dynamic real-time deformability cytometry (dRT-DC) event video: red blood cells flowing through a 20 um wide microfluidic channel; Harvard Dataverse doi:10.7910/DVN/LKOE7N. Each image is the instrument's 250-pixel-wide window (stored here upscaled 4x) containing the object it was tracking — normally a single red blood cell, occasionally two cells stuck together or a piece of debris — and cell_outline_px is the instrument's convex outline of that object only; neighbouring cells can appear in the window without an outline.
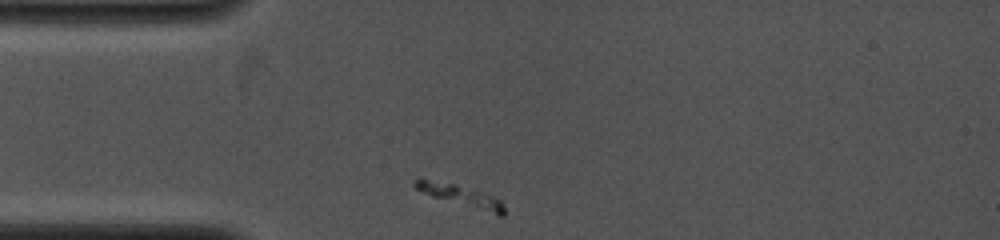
{"species": "common noctule bat (a hibernating species)", "species_latin": "Nyctalus noctula", "temperature_condition": "cold", "stored_images_in_passage": 22, "camera_frame_rate_fps": 4000, "um_per_image_px": 0.085, "animal": {"sex": "female", "body_mass_g": 19.0, "forearm_length_mm": 53.3}, "frame": {"image": 1, "passage_image": 1, "time_ms": 0.0, "image_size_px": [1000, 240], "cell_outline_px": [[504, 216], [500, 216], [432, 196], [416, 188], [412, 184], [416, 180], [428, 180], [456, 184], [480, 192], [500, 200], [504, 204]], "centroid_in_image_um": [39.23, 16.66], "position_along_channel_um": 45.8, "area_um2": 10.58}}
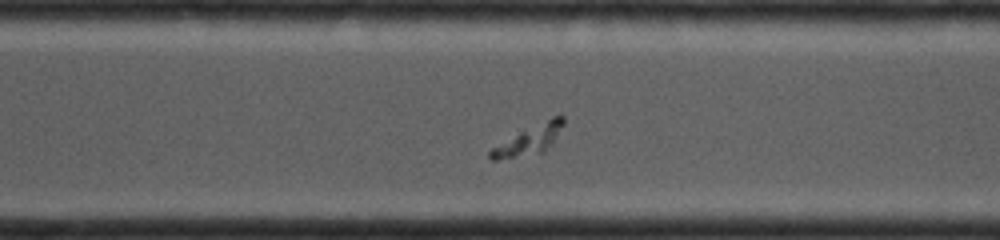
{"frame": {"image": 2, "passage_image": 17, "time_ms": 7.0, "image_size_px": [1000, 240], "cell_outline_px": [[564, 124], [552, 144], [544, 152], [496, 160], [492, 160], [488, 156], [488, 152], [492, 148], [552, 116], [564, 116]], "centroid_in_image_um": [45.01, 11.91], "position_along_channel_um": 325.6, "area_um2": 11.85}}
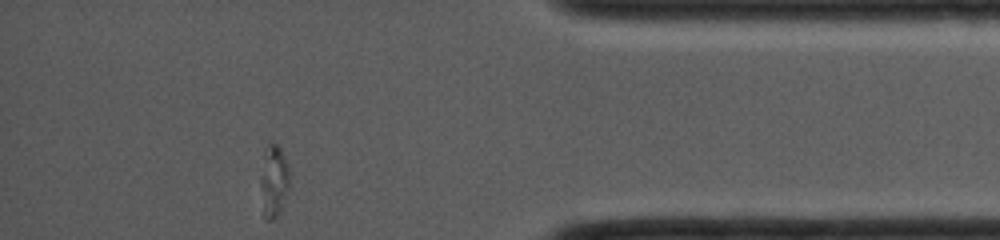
{"frame": {"image": 3, "passage_image": 22, "time_ms": 9.5, "image_size_px": [1000, 240], "cell_outline_px": [[288, 188], [284, 200], [276, 216], [272, 220], [264, 220], [260, 184], [260, 176], [264, 152], [268, 144], [280, 144], [288, 164]], "centroid_in_image_um": [23.25, 15.34], "position_along_channel_um": 412.0, "area_um2": 12.08}}